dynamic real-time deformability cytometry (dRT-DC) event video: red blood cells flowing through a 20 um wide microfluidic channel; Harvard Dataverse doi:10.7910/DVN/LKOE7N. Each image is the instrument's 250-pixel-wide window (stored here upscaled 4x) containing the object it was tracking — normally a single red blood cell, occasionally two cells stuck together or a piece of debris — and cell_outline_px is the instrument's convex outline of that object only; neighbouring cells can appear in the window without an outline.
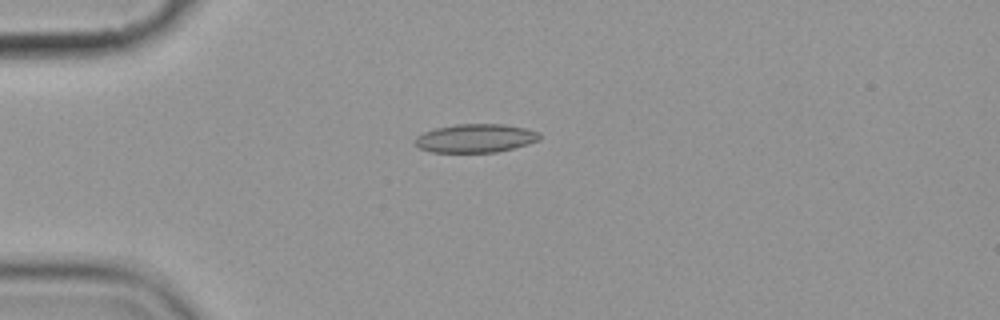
{"species": "common noctule bat (a hibernating species)", "species_latin": "Nyctalus noctula", "temperature_condition": "cold", "stored_images_in_passage": 6, "camera_frame_rate_fps": 3000, "um_per_image_px": 0.085, "animal": {"sex": "female", "body_mass_g": 19.9}, "frame": {"image": 1, "passage_image": 1, "time_ms": 0.0, "image_size_px": [1000, 320], "cell_outline_px": [[540, 140], [528, 144], [496, 152], [432, 152], [420, 148], [412, 140], [416, 136], [424, 132], [436, 128], [456, 124], [504, 124], [524, 128], [540, 132]], "centroid_in_image_um": [40.41, 11.74], "position_along_channel_um": 44.6, "area_um2": 20.69}}
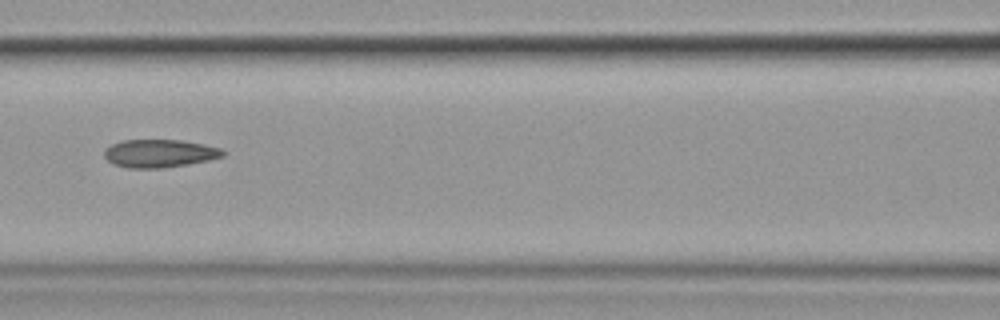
{"frame": {"image": 2, "passage_image": 4, "time_ms": 3.667, "image_size_px": [1000, 320], "cell_outline_px": [[228, 152], [224, 156], [208, 160], [188, 164], [164, 168], [128, 168], [112, 164], [104, 156], [104, 148], [112, 144], [124, 140], [184, 140], [204, 144], [220, 148]], "centroid_in_image_um": [13.57, 13.04], "position_along_channel_um": 153.0, "area_um2": 19.54}}
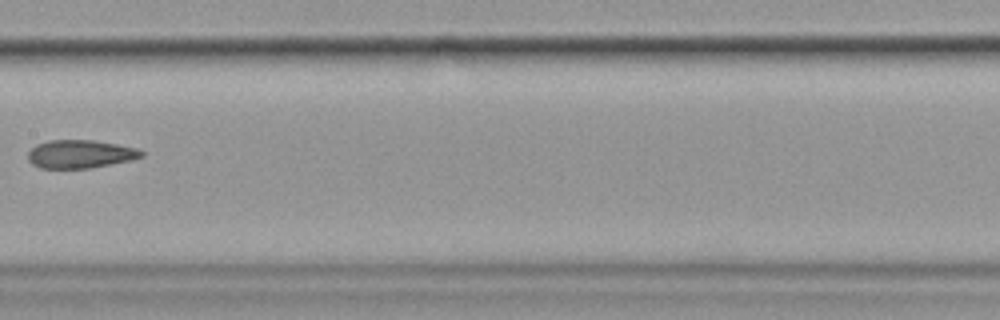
{"frame": {"image": 3, "passage_image": 5, "time_ms": 5.0, "image_size_px": [1000, 320], "cell_outline_px": [[144, 156], [132, 160], [88, 168], [40, 168], [32, 164], [28, 160], [28, 152], [36, 144], [48, 140], [92, 140], [140, 148], [144, 152]], "centroid_in_image_um": [6.83, 13.09], "position_along_channel_um": 200.6, "area_um2": 18.73}}